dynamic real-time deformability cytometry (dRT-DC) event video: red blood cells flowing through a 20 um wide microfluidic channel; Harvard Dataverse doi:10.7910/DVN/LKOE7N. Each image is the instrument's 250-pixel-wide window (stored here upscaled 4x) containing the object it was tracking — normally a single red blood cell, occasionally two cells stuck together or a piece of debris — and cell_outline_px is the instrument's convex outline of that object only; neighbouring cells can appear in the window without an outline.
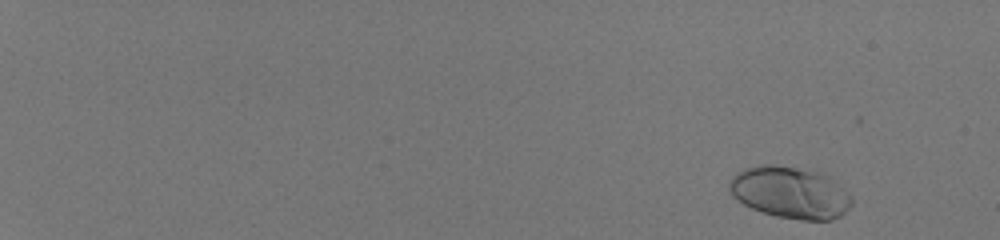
{"species": "human", "species_latin": "Homo sapiens", "temperature_condition": "room temperature", "stored_images_in_passage": 53, "camera_frame_rate_fps": 3000, "um_per_image_px": 0.085, "donor": {"sex": "male"}, "frame": {"image": 1, "passage_image": 3, "time_ms": 0.667, "image_size_px": [1000, 240], "cell_outline_px": [[852, 204], [840, 216], [832, 220], [800, 220], [776, 216], [752, 208], [744, 204], [732, 196], [728, 188], [728, 180], [736, 172], [744, 168], [760, 164], [772, 164], [828, 172], [852, 196]], "centroid_in_image_um": [67.18, 16.33], "position_along_channel_um": 17.8, "area_um2": 37.74}}
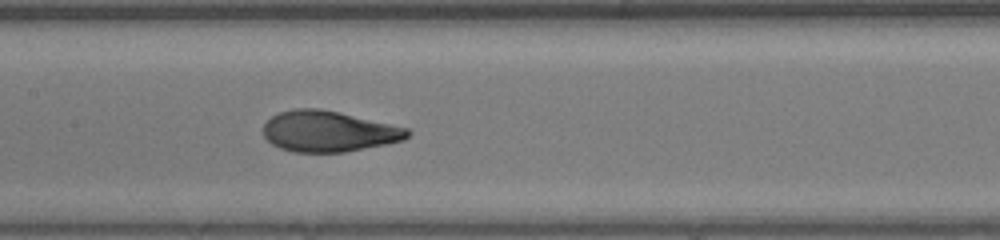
{"frame": {"image": 2, "passage_image": 31, "time_ms": 10.0, "image_size_px": [1000, 240], "cell_outline_px": [[412, 132], [404, 140], [344, 152], [292, 152], [280, 148], [272, 144], [264, 136], [264, 124], [272, 116], [280, 112], [296, 108], [320, 108], [340, 112], [408, 128]], "centroid_in_image_um": [27.93, 11.16], "position_along_channel_um": 179.5, "area_um2": 34.22}}
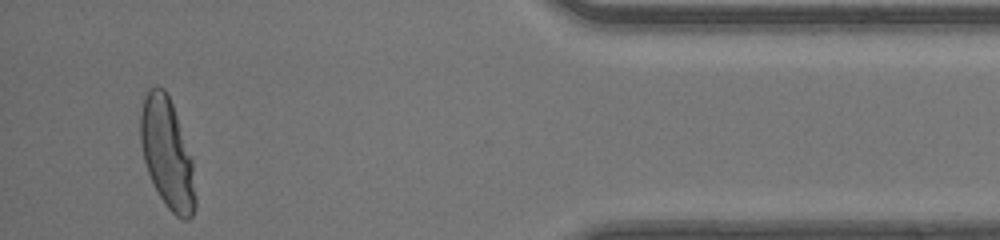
{"frame": {"image": 3, "passage_image": 51, "time_ms": 16.667, "image_size_px": [1000, 240], "cell_outline_px": [[196, 204], [192, 216], [188, 220], [184, 220], [176, 216], [168, 208], [160, 196], [148, 172], [144, 160], [140, 140], [140, 116], [144, 96], [148, 88], [156, 84], [164, 88], [172, 104], [192, 156], [196, 196]], "centroid_in_image_um": [14.22, 13.02], "position_along_channel_um": 421.0, "area_um2": 35.26}, "authors_computed_cell_mechanics": {"area_um2": 34.5644, "velocity_mm_per_s": 4.1791, "shape_relaxation_time_tau1_ms": 3.8708, "shape_relaxation_time_tau2_ms": null, "deformation_change_tau1": 0.2108, "deformation_change_tau2": null}}